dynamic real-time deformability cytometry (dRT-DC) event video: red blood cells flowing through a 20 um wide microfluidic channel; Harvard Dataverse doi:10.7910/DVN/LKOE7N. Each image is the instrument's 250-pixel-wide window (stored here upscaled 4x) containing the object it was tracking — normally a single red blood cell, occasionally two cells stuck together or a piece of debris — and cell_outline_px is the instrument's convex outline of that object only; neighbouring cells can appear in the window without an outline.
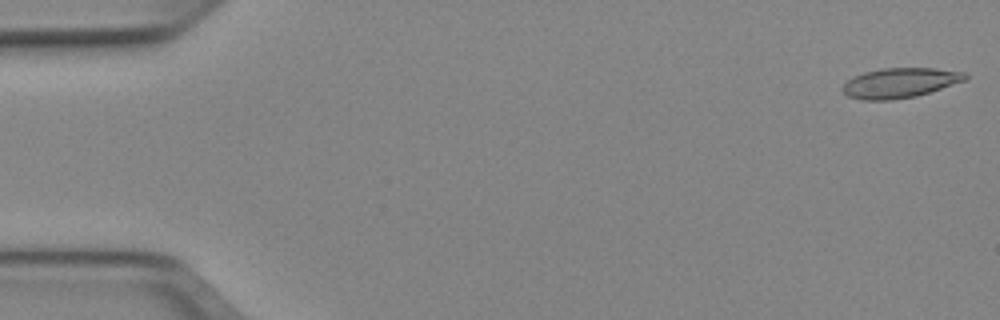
{"species": "Egyptian fruit bat (a non-hibernating species)", "species_latin": "Rousettus aegyptiacus", "temperature_condition": "cold", "stored_images_in_passage": 51, "camera_frame_rate_fps": 3000, "um_per_image_px": 0.085, "animal": {"sex": "female"}, "frame": {"image": 1, "passage_image": 1, "time_ms": 0.0, "image_size_px": [1000, 320], "cell_outline_px": [[968, 80], [916, 96], [892, 100], [860, 100], [848, 96], [840, 88], [852, 76], [864, 72], [880, 68], [936, 68], [964, 72], [968, 76]], "centroid_in_image_um": [76.49, 7.04], "position_along_channel_um": 8.5, "area_um2": 21.56}}
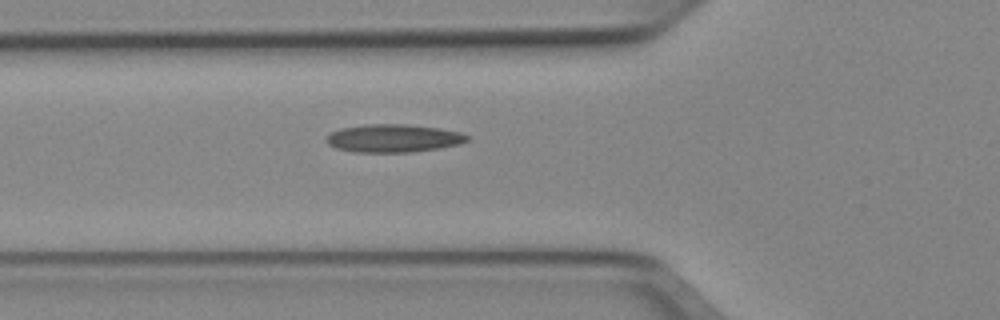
{"frame": {"image": 2, "passage_image": 18, "time_ms": 5.667, "image_size_px": [1000, 320], "cell_outline_px": [[468, 140], [460, 144], [440, 148], [412, 152], [352, 152], [336, 148], [328, 144], [324, 140], [324, 136], [340, 128], [368, 124], [408, 124], [440, 128], [460, 132], [468, 136]], "centroid_in_image_um": [33.41, 11.75], "position_along_channel_um": 92.4, "area_um2": 23.18}}
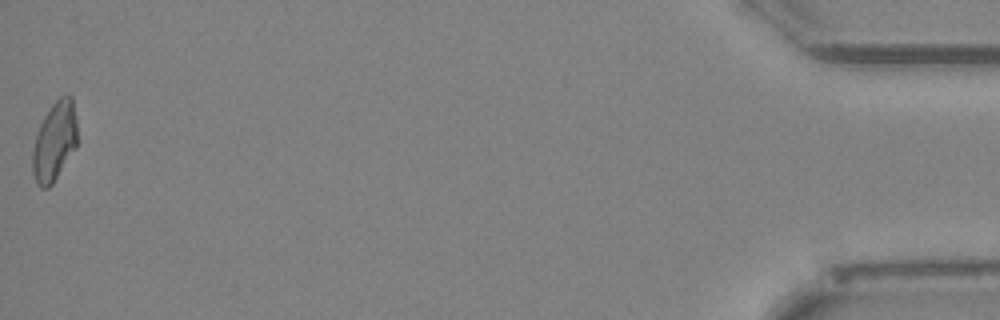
{"frame": {"image": 3, "passage_image": 51, "time_ms": 16.667, "image_size_px": [1000, 320], "cell_outline_px": [[76, 148], [52, 184], [48, 188], [40, 188], [36, 184], [32, 172], [32, 152], [36, 136], [40, 124], [44, 116], [52, 104], [60, 96], [72, 96], [76, 116]], "centroid_in_image_um": [4.62, 12.04], "position_along_channel_um": 430.6, "area_um2": 20.63}, "authors_computed_cell_mechanics": {"area_um2": 21.3282, "velocity_mm_per_s": 3.9532, "shape_relaxation_time_tau1_ms": null, "shape_relaxation_time_tau2_ms": 3.4267, "deformation_change_tau1": null, "deformation_change_tau2": 0.1074}}